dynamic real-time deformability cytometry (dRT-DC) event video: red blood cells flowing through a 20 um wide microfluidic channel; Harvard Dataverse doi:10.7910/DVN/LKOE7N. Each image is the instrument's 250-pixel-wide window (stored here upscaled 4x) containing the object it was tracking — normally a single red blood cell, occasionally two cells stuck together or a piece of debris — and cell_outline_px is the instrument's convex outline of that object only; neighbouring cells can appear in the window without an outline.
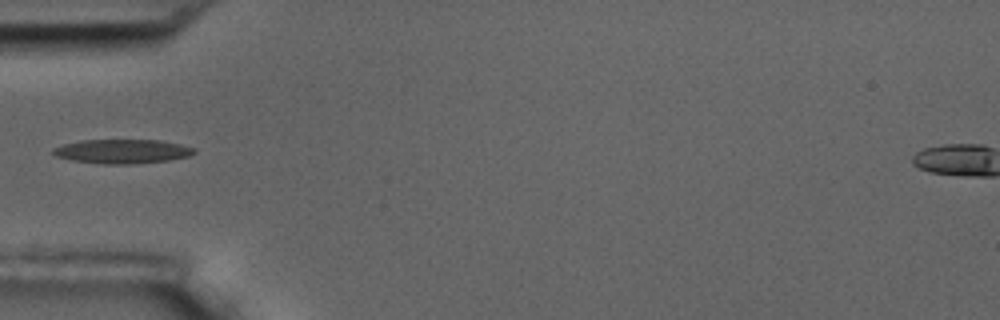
{"species": "common noctule bat (a hibernating species)", "species_latin": "Nyctalus noctula", "temperature_condition": "room temperature", "stored_images_in_passage": 9, "camera_frame_rate_fps": 3000, "um_per_image_px": 0.085, "animal": {"sex": "male", "body_mass_g": 17.5, "forearm_length_mm": 52.3}, "frame": {"image": 1, "passage_image": 6, "time_ms": 5.667, "image_size_px": [1000, 320], "cell_outline_px": [[196, 152], [188, 156], [168, 160], [128, 164], [104, 164], [72, 160], [56, 156], [52, 152], [52, 148], [64, 144], [80, 140], [160, 140], [180, 144], [196, 148]], "centroid_in_image_um": [10.39, 12.86], "position_along_channel_um": 74.6, "area_um2": 19.77}}
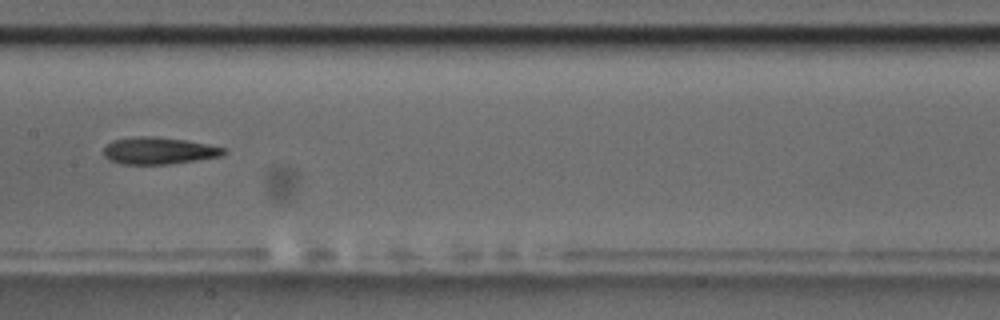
{"frame": {"image": 2, "passage_image": 9, "time_ms": 9.0, "image_size_px": [1000, 320], "cell_outline_px": [[228, 152], [220, 156], [196, 160], [168, 164], [120, 164], [108, 160], [104, 156], [104, 148], [112, 140], [136, 136], [156, 136], [184, 140], [208, 144], [228, 148]], "centroid_in_image_um": [13.5, 12.81], "position_along_channel_um": 193.9, "area_um2": 19.02}}